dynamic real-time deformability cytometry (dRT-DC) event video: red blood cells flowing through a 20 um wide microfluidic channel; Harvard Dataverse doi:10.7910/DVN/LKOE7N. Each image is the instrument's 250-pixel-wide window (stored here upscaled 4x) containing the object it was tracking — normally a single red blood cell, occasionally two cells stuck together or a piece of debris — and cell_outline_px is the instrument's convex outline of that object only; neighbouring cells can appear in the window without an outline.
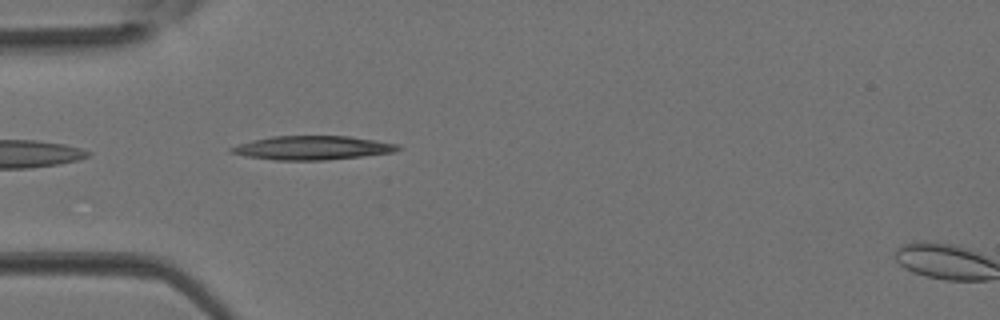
{"species": "Egyptian fruit bat (a non-hibernating species)", "species_latin": "Rousettus aegyptiacus", "temperature_condition": "room temperature", "stored_images_in_passage": 4, "camera_frame_rate_fps": 3000, "um_per_image_px": 0.085, "animal": {"sex": "female"}, "frame": {"image": 1, "passage_image": 3, "time_ms": 0.667, "image_size_px": [1000, 320], "cell_outline_px": [[404, 148], [396, 152], [324, 160], [276, 160], [244, 156], [228, 152], [228, 148], [252, 140], [272, 136], [348, 136], [376, 140], [400, 144]], "centroid_in_image_um": [26.58, 12.56], "position_along_channel_um": 58.4, "area_um2": 23.29}}